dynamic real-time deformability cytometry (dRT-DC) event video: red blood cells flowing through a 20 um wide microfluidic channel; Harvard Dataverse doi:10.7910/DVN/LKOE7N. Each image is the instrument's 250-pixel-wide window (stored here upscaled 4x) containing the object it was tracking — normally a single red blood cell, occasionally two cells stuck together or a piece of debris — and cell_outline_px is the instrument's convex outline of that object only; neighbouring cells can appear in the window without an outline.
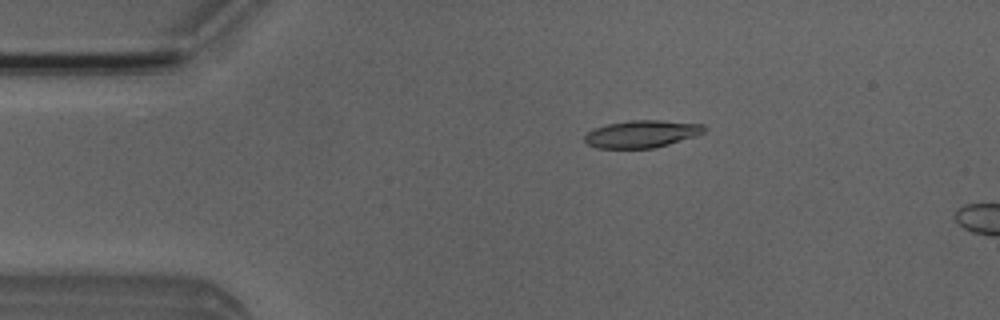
{"species": "Egyptian fruit bat (a non-hibernating species)", "species_latin": "Rousettus aegyptiacus", "temperature_condition": "room temperature", "stored_images_in_passage": 5, "camera_frame_rate_fps": 3000, "um_per_image_px": 0.085, "animal": {"sex": "male"}, "frame": {"image": 1, "passage_image": 3, "time_ms": 2.333, "image_size_px": [1000, 320], "cell_outline_px": [[708, 128], [704, 132], [696, 136], [668, 144], [652, 148], [596, 148], [588, 144], [584, 140], [584, 136], [588, 132], [596, 128], [608, 124], [628, 120], [660, 120], [704, 124]], "centroid_in_image_um": [54.58, 11.38], "position_along_channel_um": 30.4, "area_um2": 19.02}}